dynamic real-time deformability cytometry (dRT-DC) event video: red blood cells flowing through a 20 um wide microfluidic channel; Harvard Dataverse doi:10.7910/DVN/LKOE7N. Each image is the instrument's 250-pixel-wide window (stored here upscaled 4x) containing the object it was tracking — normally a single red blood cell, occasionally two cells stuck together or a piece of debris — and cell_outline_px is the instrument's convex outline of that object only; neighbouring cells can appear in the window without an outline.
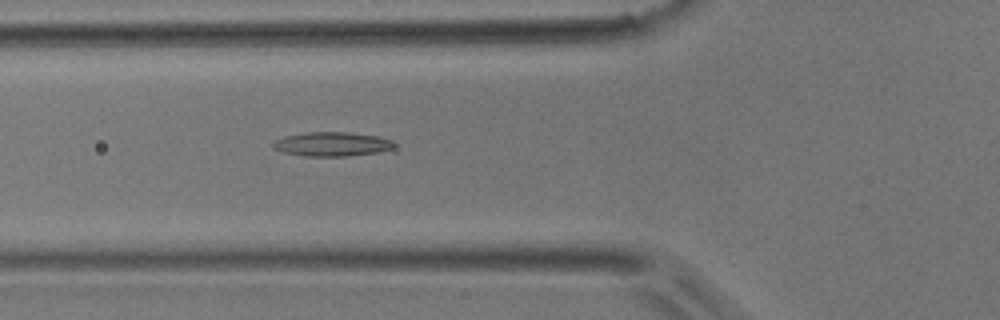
{"species": "common noctule bat (a hibernating species)", "species_latin": "Nyctalus noctula", "temperature_condition": "room temperature", "stored_images_in_passage": 8, "camera_frame_rate_fps": 3000, "um_per_image_px": 0.085, "animal": {"sex": "male", "body_mass_g": 17.9}, "frame": {"image": 1, "passage_image": 5, "time_ms": 1.333, "image_size_px": [1000, 320], "cell_outline_px": [[396, 144], [392, 148], [376, 152], [348, 156], [304, 156], [284, 152], [272, 148], [272, 144], [276, 140], [284, 136], [304, 132], [348, 132], [380, 136], [392, 140]], "centroid_in_image_um": [28.21, 12.24], "position_along_channel_um": 97.6, "area_um2": 17.11}}
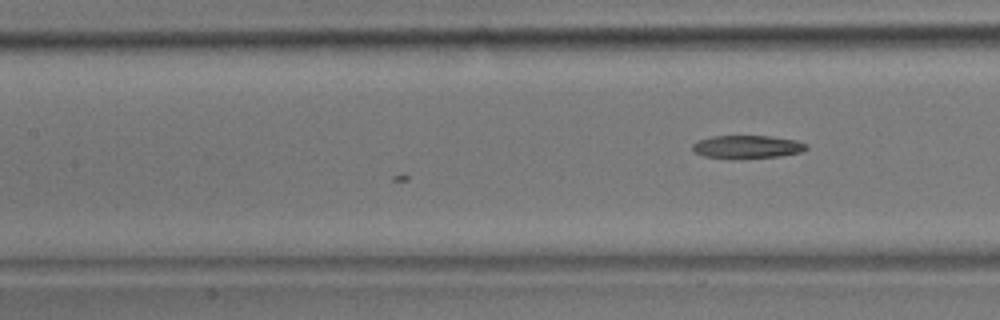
{"frame": {"image": 2, "passage_image": 8, "time_ms": 2.333, "image_size_px": [1000, 320], "cell_outline_px": [[808, 148], [804, 152], [780, 156], [736, 160], [704, 156], [692, 152], [692, 144], [696, 140], [712, 136], [772, 136], [796, 140], [808, 144]], "centroid_in_image_um": [63.5, 12.5], "position_along_channel_um": 143.9, "area_um2": 15.9}}